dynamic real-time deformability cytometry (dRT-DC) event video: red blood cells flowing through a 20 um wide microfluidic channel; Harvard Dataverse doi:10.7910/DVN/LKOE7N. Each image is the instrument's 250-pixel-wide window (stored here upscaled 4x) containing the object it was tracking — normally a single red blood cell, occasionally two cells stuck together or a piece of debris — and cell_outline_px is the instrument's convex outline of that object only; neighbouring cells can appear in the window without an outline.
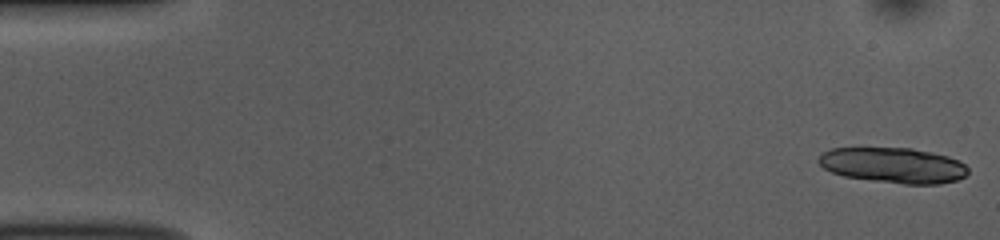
{"species": "common noctule bat (a hibernating species)", "species_latin": "Nyctalus noctula", "temperature_condition": "room temperature", "stored_images_in_passage": 24, "camera_frame_rate_fps": 3000, "um_per_image_px": 0.085, "animal": {"sex": "female", "body_mass_g": 10.0, "forearm_length_mm": 53.1}, "frame": {"image": 1, "passage_image": 1, "time_ms": 0.0, "image_size_px": [1000, 240], "cell_outline_px": [[968, 172], [964, 176], [956, 180], [940, 184], [904, 184], [872, 180], [844, 176], [832, 172], [824, 168], [816, 160], [820, 152], [832, 148], [912, 148], [932, 152], [948, 156], [960, 160], [968, 168]], "centroid_in_image_um": [75.92, 14.04], "position_along_channel_um": 9.1, "area_um2": 30.98}}